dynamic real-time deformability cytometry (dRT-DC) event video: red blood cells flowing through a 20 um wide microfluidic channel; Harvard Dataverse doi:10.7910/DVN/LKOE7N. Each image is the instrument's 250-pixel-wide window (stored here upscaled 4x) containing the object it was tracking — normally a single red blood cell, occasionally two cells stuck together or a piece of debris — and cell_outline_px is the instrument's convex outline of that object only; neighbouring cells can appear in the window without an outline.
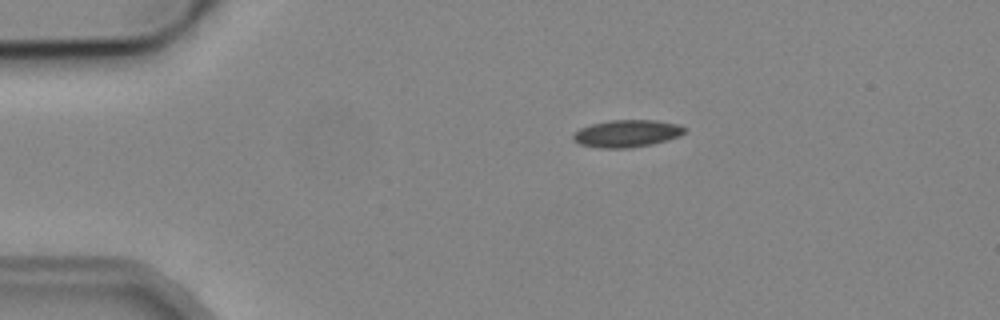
{"species": "common noctule bat (a hibernating species)", "species_latin": "Nyctalus noctula", "temperature_condition": "cold", "stored_images_in_passage": 4, "camera_frame_rate_fps": 3000, "um_per_image_px": 0.085, "animal": {"sex": "male", "body_mass_g": 19.2, "forearm_length_mm": 51.8}, "frame": {"image": 1, "passage_image": 1, "time_ms": 0.0, "image_size_px": [1000, 320], "cell_outline_px": [[684, 132], [680, 136], [668, 140], [652, 144], [628, 148], [600, 148], [580, 144], [572, 140], [572, 136], [580, 128], [592, 124], [608, 120], [656, 120], [680, 124], [684, 128]], "centroid_in_image_um": [53.29, 11.34], "position_along_channel_um": 31.7, "area_um2": 17.74}}
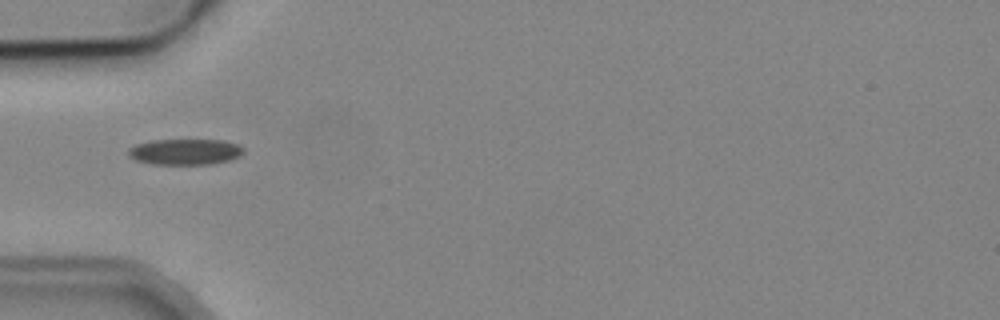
{"frame": {"image": 2, "passage_image": 3, "time_ms": 2.333, "image_size_px": [1000, 320], "cell_outline_px": [[244, 152], [240, 156], [228, 160], [212, 164], [152, 164], [136, 160], [128, 156], [128, 148], [136, 144], [152, 140], [224, 140], [236, 144], [244, 148]], "centroid_in_image_um": [15.72, 12.9], "position_along_channel_um": 69.3, "area_um2": 17.4}}